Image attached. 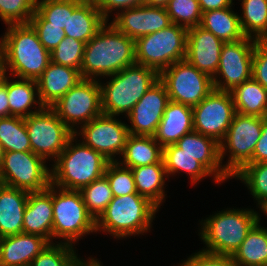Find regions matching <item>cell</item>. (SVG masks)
I'll use <instances>...</instances> for the list:
<instances>
[{
	"instance_id": "obj_9",
	"label": "cell",
	"mask_w": 267,
	"mask_h": 266,
	"mask_svg": "<svg viewBox=\"0 0 267 266\" xmlns=\"http://www.w3.org/2000/svg\"><path fill=\"white\" fill-rule=\"evenodd\" d=\"M262 125L261 117L235 113L225 137L219 143L221 164L227 149L231 154L226 165H223V169L230 177L246 164H251L253 151L261 136Z\"/></svg>"
},
{
	"instance_id": "obj_7",
	"label": "cell",
	"mask_w": 267,
	"mask_h": 266,
	"mask_svg": "<svg viewBox=\"0 0 267 266\" xmlns=\"http://www.w3.org/2000/svg\"><path fill=\"white\" fill-rule=\"evenodd\" d=\"M186 47L187 29L172 23L135 41V61L160 74L173 63L185 60Z\"/></svg>"
},
{
	"instance_id": "obj_53",
	"label": "cell",
	"mask_w": 267,
	"mask_h": 266,
	"mask_svg": "<svg viewBox=\"0 0 267 266\" xmlns=\"http://www.w3.org/2000/svg\"><path fill=\"white\" fill-rule=\"evenodd\" d=\"M87 261L83 262L81 266H102L100 265L99 261L91 258L87 263Z\"/></svg>"
},
{
	"instance_id": "obj_8",
	"label": "cell",
	"mask_w": 267,
	"mask_h": 266,
	"mask_svg": "<svg viewBox=\"0 0 267 266\" xmlns=\"http://www.w3.org/2000/svg\"><path fill=\"white\" fill-rule=\"evenodd\" d=\"M52 184L53 237L64 238L73 245L77 239L96 232V221L88 213L79 190L60 188Z\"/></svg>"
},
{
	"instance_id": "obj_20",
	"label": "cell",
	"mask_w": 267,
	"mask_h": 266,
	"mask_svg": "<svg viewBox=\"0 0 267 266\" xmlns=\"http://www.w3.org/2000/svg\"><path fill=\"white\" fill-rule=\"evenodd\" d=\"M82 79L80 70L50 62L36 80L38 99L43 107H51Z\"/></svg>"
},
{
	"instance_id": "obj_14",
	"label": "cell",
	"mask_w": 267,
	"mask_h": 266,
	"mask_svg": "<svg viewBox=\"0 0 267 266\" xmlns=\"http://www.w3.org/2000/svg\"><path fill=\"white\" fill-rule=\"evenodd\" d=\"M255 44L256 40L249 37L223 44L219 66L213 77L215 90L231 92L235 87L252 78V59ZM217 75L219 79L221 75L224 82L219 81Z\"/></svg>"
},
{
	"instance_id": "obj_44",
	"label": "cell",
	"mask_w": 267,
	"mask_h": 266,
	"mask_svg": "<svg viewBox=\"0 0 267 266\" xmlns=\"http://www.w3.org/2000/svg\"><path fill=\"white\" fill-rule=\"evenodd\" d=\"M29 23L37 32L39 41L49 52H52L65 38L64 29L55 25H49V22H46L36 11Z\"/></svg>"
},
{
	"instance_id": "obj_34",
	"label": "cell",
	"mask_w": 267,
	"mask_h": 266,
	"mask_svg": "<svg viewBox=\"0 0 267 266\" xmlns=\"http://www.w3.org/2000/svg\"><path fill=\"white\" fill-rule=\"evenodd\" d=\"M241 5L243 16L239 20L244 35L267 40V0H242Z\"/></svg>"
},
{
	"instance_id": "obj_17",
	"label": "cell",
	"mask_w": 267,
	"mask_h": 266,
	"mask_svg": "<svg viewBox=\"0 0 267 266\" xmlns=\"http://www.w3.org/2000/svg\"><path fill=\"white\" fill-rule=\"evenodd\" d=\"M169 101L167 89L158 79L127 115L132 124L129 134L154 136Z\"/></svg>"
},
{
	"instance_id": "obj_32",
	"label": "cell",
	"mask_w": 267,
	"mask_h": 266,
	"mask_svg": "<svg viewBox=\"0 0 267 266\" xmlns=\"http://www.w3.org/2000/svg\"><path fill=\"white\" fill-rule=\"evenodd\" d=\"M35 91L37 92L35 93ZM7 93L10 114L12 116L25 118L31 114L41 111L44 108L39 99L38 101L35 100L36 95L37 98H39L37 82L35 80L20 78V80L9 82L7 79ZM37 103L39 105L38 110L30 111V107Z\"/></svg>"
},
{
	"instance_id": "obj_4",
	"label": "cell",
	"mask_w": 267,
	"mask_h": 266,
	"mask_svg": "<svg viewBox=\"0 0 267 266\" xmlns=\"http://www.w3.org/2000/svg\"><path fill=\"white\" fill-rule=\"evenodd\" d=\"M114 76V77H113ZM112 77L107 85H101L103 114L119 116L131 112L135 104L148 89L159 79V74L140 64L127 66Z\"/></svg>"
},
{
	"instance_id": "obj_23",
	"label": "cell",
	"mask_w": 267,
	"mask_h": 266,
	"mask_svg": "<svg viewBox=\"0 0 267 266\" xmlns=\"http://www.w3.org/2000/svg\"><path fill=\"white\" fill-rule=\"evenodd\" d=\"M36 234H16L0 238V266H29L49 245Z\"/></svg>"
},
{
	"instance_id": "obj_6",
	"label": "cell",
	"mask_w": 267,
	"mask_h": 266,
	"mask_svg": "<svg viewBox=\"0 0 267 266\" xmlns=\"http://www.w3.org/2000/svg\"><path fill=\"white\" fill-rule=\"evenodd\" d=\"M259 220L258 213L254 210L233 208L219 211L201 224L200 238L208 247L203 251L232 256Z\"/></svg>"
},
{
	"instance_id": "obj_18",
	"label": "cell",
	"mask_w": 267,
	"mask_h": 266,
	"mask_svg": "<svg viewBox=\"0 0 267 266\" xmlns=\"http://www.w3.org/2000/svg\"><path fill=\"white\" fill-rule=\"evenodd\" d=\"M116 15L111 24L134 41L172 24L165 7L143 4L122 10Z\"/></svg>"
},
{
	"instance_id": "obj_24",
	"label": "cell",
	"mask_w": 267,
	"mask_h": 266,
	"mask_svg": "<svg viewBox=\"0 0 267 266\" xmlns=\"http://www.w3.org/2000/svg\"><path fill=\"white\" fill-rule=\"evenodd\" d=\"M193 130L192 107L169 101L153 137L158 144L165 147L175 144Z\"/></svg>"
},
{
	"instance_id": "obj_35",
	"label": "cell",
	"mask_w": 267,
	"mask_h": 266,
	"mask_svg": "<svg viewBox=\"0 0 267 266\" xmlns=\"http://www.w3.org/2000/svg\"><path fill=\"white\" fill-rule=\"evenodd\" d=\"M0 143L5 152L31 151L30 139L23 117L0 118Z\"/></svg>"
},
{
	"instance_id": "obj_13",
	"label": "cell",
	"mask_w": 267,
	"mask_h": 266,
	"mask_svg": "<svg viewBox=\"0 0 267 266\" xmlns=\"http://www.w3.org/2000/svg\"><path fill=\"white\" fill-rule=\"evenodd\" d=\"M24 122L31 151L45 160L52 156L55 161L74 135L50 107L25 117Z\"/></svg>"
},
{
	"instance_id": "obj_15",
	"label": "cell",
	"mask_w": 267,
	"mask_h": 266,
	"mask_svg": "<svg viewBox=\"0 0 267 266\" xmlns=\"http://www.w3.org/2000/svg\"><path fill=\"white\" fill-rule=\"evenodd\" d=\"M192 110L194 131L218 143L225 137L236 113L231 93L215 89Z\"/></svg>"
},
{
	"instance_id": "obj_5",
	"label": "cell",
	"mask_w": 267,
	"mask_h": 266,
	"mask_svg": "<svg viewBox=\"0 0 267 266\" xmlns=\"http://www.w3.org/2000/svg\"><path fill=\"white\" fill-rule=\"evenodd\" d=\"M157 210L153 203L138 193L113 197L96 220V231L109 232L116 238L144 233L150 229Z\"/></svg>"
},
{
	"instance_id": "obj_10",
	"label": "cell",
	"mask_w": 267,
	"mask_h": 266,
	"mask_svg": "<svg viewBox=\"0 0 267 266\" xmlns=\"http://www.w3.org/2000/svg\"><path fill=\"white\" fill-rule=\"evenodd\" d=\"M46 160L32 151L5 152L0 165V183L27 192H37L51 184Z\"/></svg>"
},
{
	"instance_id": "obj_33",
	"label": "cell",
	"mask_w": 267,
	"mask_h": 266,
	"mask_svg": "<svg viewBox=\"0 0 267 266\" xmlns=\"http://www.w3.org/2000/svg\"><path fill=\"white\" fill-rule=\"evenodd\" d=\"M163 162L166 169V176L173 175L178 171H184L190 175L192 184L210 176L211 173L197 160L187 153L182 152L176 144L163 147Z\"/></svg>"
},
{
	"instance_id": "obj_49",
	"label": "cell",
	"mask_w": 267,
	"mask_h": 266,
	"mask_svg": "<svg viewBox=\"0 0 267 266\" xmlns=\"http://www.w3.org/2000/svg\"><path fill=\"white\" fill-rule=\"evenodd\" d=\"M232 0H199L202 13L209 10L228 8L232 6Z\"/></svg>"
},
{
	"instance_id": "obj_50",
	"label": "cell",
	"mask_w": 267,
	"mask_h": 266,
	"mask_svg": "<svg viewBox=\"0 0 267 266\" xmlns=\"http://www.w3.org/2000/svg\"><path fill=\"white\" fill-rule=\"evenodd\" d=\"M8 116L12 115L10 114L6 79L5 83L0 86V118Z\"/></svg>"
},
{
	"instance_id": "obj_27",
	"label": "cell",
	"mask_w": 267,
	"mask_h": 266,
	"mask_svg": "<svg viewBox=\"0 0 267 266\" xmlns=\"http://www.w3.org/2000/svg\"><path fill=\"white\" fill-rule=\"evenodd\" d=\"M120 163L127 168L159 163L163 157V147L153 136L129 134Z\"/></svg>"
},
{
	"instance_id": "obj_51",
	"label": "cell",
	"mask_w": 267,
	"mask_h": 266,
	"mask_svg": "<svg viewBox=\"0 0 267 266\" xmlns=\"http://www.w3.org/2000/svg\"><path fill=\"white\" fill-rule=\"evenodd\" d=\"M6 59L2 50L0 49V86L5 83L7 76H6V69H7Z\"/></svg>"
},
{
	"instance_id": "obj_19",
	"label": "cell",
	"mask_w": 267,
	"mask_h": 266,
	"mask_svg": "<svg viewBox=\"0 0 267 266\" xmlns=\"http://www.w3.org/2000/svg\"><path fill=\"white\" fill-rule=\"evenodd\" d=\"M223 44V41L201 26L190 28L187 30L185 60L213 78L219 66Z\"/></svg>"
},
{
	"instance_id": "obj_40",
	"label": "cell",
	"mask_w": 267,
	"mask_h": 266,
	"mask_svg": "<svg viewBox=\"0 0 267 266\" xmlns=\"http://www.w3.org/2000/svg\"><path fill=\"white\" fill-rule=\"evenodd\" d=\"M165 8L172 23L187 30L200 25L202 11L199 0H170Z\"/></svg>"
},
{
	"instance_id": "obj_55",
	"label": "cell",
	"mask_w": 267,
	"mask_h": 266,
	"mask_svg": "<svg viewBox=\"0 0 267 266\" xmlns=\"http://www.w3.org/2000/svg\"><path fill=\"white\" fill-rule=\"evenodd\" d=\"M260 208L263 210V212L267 215V201L263 202L260 205Z\"/></svg>"
},
{
	"instance_id": "obj_21",
	"label": "cell",
	"mask_w": 267,
	"mask_h": 266,
	"mask_svg": "<svg viewBox=\"0 0 267 266\" xmlns=\"http://www.w3.org/2000/svg\"><path fill=\"white\" fill-rule=\"evenodd\" d=\"M23 233L40 235L51 243L53 237L52 184L45 190L29 192L24 210Z\"/></svg>"
},
{
	"instance_id": "obj_37",
	"label": "cell",
	"mask_w": 267,
	"mask_h": 266,
	"mask_svg": "<svg viewBox=\"0 0 267 266\" xmlns=\"http://www.w3.org/2000/svg\"><path fill=\"white\" fill-rule=\"evenodd\" d=\"M85 0H37L35 11L49 25L67 26L68 13H73Z\"/></svg>"
},
{
	"instance_id": "obj_29",
	"label": "cell",
	"mask_w": 267,
	"mask_h": 266,
	"mask_svg": "<svg viewBox=\"0 0 267 266\" xmlns=\"http://www.w3.org/2000/svg\"><path fill=\"white\" fill-rule=\"evenodd\" d=\"M135 188L139 195L147 198L158 209L164 197V176L167 174L163 159L159 163L135 167L131 169Z\"/></svg>"
},
{
	"instance_id": "obj_16",
	"label": "cell",
	"mask_w": 267,
	"mask_h": 266,
	"mask_svg": "<svg viewBox=\"0 0 267 266\" xmlns=\"http://www.w3.org/2000/svg\"><path fill=\"white\" fill-rule=\"evenodd\" d=\"M80 128L78 134L83 136L84 144L101 153L109 162L118 161L114 157L124 152L129 136L128 125L115 116L102 114Z\"/></svg>"
},
{
	"instance_id": "obj_46",
	"label": "cell",
	"mask_w": 267,
	"mask_h": 266,
	"mask_svg": "<svg viewBox=\"0 0 267 266\" xmlns=\"http://www.w3.org/2000/svg\"><path fill=\"white\" fill-rule=\"evenodd\" d=\"M181 266H236L231 255L213 254L199 251L181 264Z\"/></svg>"
},
{
	"instance_id": "obj_38",
	"label": "cell",
	"mask_w": 267,
	"mask_h": 266,
	"mask_svg": "<svg viewBox=\"0 0 267 266\" xmlns=\"http://www.w3.org/2000/svg\"><path fill=\"white\" fill-rule=\"evenodd\" d=\"M54 244L49 243L29 266H81L83 261L76 256L72 245L65 242Z\"/></svg>"
},
{
	"instance_id": "obj_1",
	"label": "cell",
	"mask_w": 267,
	"mask_h": 266,
	"mask_svg": "<svg viewBox=\"0 0 267 266\" xmlns=\"http://www.w3.org/2000/svg\"><path fill=\"white\" fill-rule=\"evenodd\" d=\"M135 63V41L105 23L86 43L80 72L83 79L96 80Z\"/></svg>"
},
{
	"instance_id": "obj_47",
	"label": "cell",
	"mask_w": 267,
	"mask_h": 266,
	"mask_svg": "<svg viewBox=\"0 0 267 266\" xmlns=\"http://www.w3.org/2000/svg\"><path fill=\"white\" fill-rule=\"evenodd\" d=\"M103 18L108 22V14L112 10H125L145 4V0H94Z\"/></svg>"
},
{
	"instance_id": "obj_30",
	"label": "cell",
	"mask_w": 267,
	"mask_h": 266,
	"mask_svg": "<svg viewBox=\"0 0 267 266\" xmlns=\"http://www.w3.org/2000/svg\"><path fill=\"white\" fill-rule=\"evenodd\" d=\"M235 111L249 116H267V90L253 78L231 92Z\"/></svg>"
},
{
	"instance_id": "obj_39",
	"label": "cell",
	"mask_w": 267,
	"mask_h": 266,
	"mask_svg": "<svg viewBox=\"0 0 267 266\" xmlns=\"http://www.w3.org/2000/svg\"><path fill=\"white\" fill-rule=\"evenodd\" d=\"M233 177L244 181L258 205L267 201V162L246 164Z\"/></svg>"
},
{
	"instance_id": "obj_36",
	"label": "cell",
	"mask_w": 267,
	"mask_h": 266,
	"mask_svg": "<svg viewBox=\"0 0 267 266\" xmlns=\"http://www.w3.org/2000/svg\"><path fill=\"white\" fill-rule=\"evenodd\" d=\"M79 191L88 213L95 221L113 199L112 190L105 176L94 180L89 185L82 187Z\"/></svg>"
},
{
	"instance_id": "obj_12",
	"label": "cell",
	"mask_w": 267,
	"mask_h": 266,
	"mask_svg": "<svg viewBox=\"0 0 267 266\" xmlns=\"http://www.w3.org/2000/svg\"><path fill=\"white\" fill-rule=\"evenodd\" d=\"M50 108L77 134L75 123L85 125L103 114L100 83L94 79H82Z\"/></svg>"
},
{
	"instance_id": "obj_22",
	"label": "cell",
	"mask_w": 267,
	"mask_h": 266,
	"mask_svg": "<svg viewBox=\"0 0 267 266\" xmlns=\"http://www.w3.org/2000/svg\"><path fill=\"white\" fill-rule=\"evenodd\" d=\"M182 152L189 154L201 163L212 175L215 182L230 178L220 165L219 143L197 131H191L175 143Z\"/></svg>"
},
{
	"instance_id": "obj_2",
	"label": "cell",
	"mask_w": 267,
	"mask_h": 266,
	"mask_svg": "<svg viewBox=\"0 0 267 266\" xmlns=\"http://www.w3.org/2000/svg\"><path fill=\"white\" fill-rule=\"evenodd\" d=\"M0 49L11 75L18 78L36 81L51 62L50 52L30 23L9 24Z\"/></svg>"
},
{
	"instance_id": "obj_45",
	"label": "cell",
	"mask_w": 267,
	"mask_h": 266,
	"mask_svg": "<svg viewBox=\"0 0 267 266\" xmlns=\"http://www.w3.org/2000/svg\"><path fill=\"white\" fill-rule=\"evenodd\" d=\"M252 78L267 90V40H256L252 59Z\"/></svg>"
},
{
	"instance_id": "obj_54",
	"label": "cell",
	"mask_w": 267,
	"mask_h": 266,
	"mask_svg": "<svg viewBox=\"0 0 267 266\" xmlns=\"http://www.w3.org/2000/svg\"><path fill=\"white\" fill-rule=\"evenodd\" d=\"M4 154H5V151L2 147V144L0 143V165L2 164Z\"/></svg>"
},
{
	"instance_id": "obj_25",
	"label": "cell",
	"mask_w": 267,
	"mask_h": 266,
	"mask_svg": "<svg viewBox=\"0 0 267 266\" xmlns=\"http://www.w3.org/2000/svg\"><path fill=\"white\" fill-rule=\"evenodd\" d=\"M29 192L0 183V238L23 233Z\"/></svg>"
},
{
	"instance_id": "obj_3",
	"label": "cell",
	"mask_w": 267,
	"mask_h": 266,
	"mask_svg": "<svg viewBox=\"0 0 267 266\" xmlns=\"http://www.w3.org/2000/svg\"><path fill=\"white\" fill-rule=\"evenodd\" d=\"M74 134L51 170V184L58 189L80 190L104 176L109 161L86 144L74 145Z\"/></svg>"
},
{
	"instance_id": "obj_48",
	"label": "cell",
	"mask_w": 267,
	"mask_h": 266,
	"mask_svg": "<svg viewBox=\"0 0 267 266\" xmlns=\"http://www.w3.org/2000/svg\"><path fill=\"white\" fill-rule=\"evenodd\" d=\"M263 162H267V116L263 117L261 136L251 158V164Z\"/></svg>"
},
{
	"instance_id": "obj_52",
	"label": "cell",
	"mask_w": 267,
	"mask_h": 266,
	"mask_svg": "<svg viewBox=\"0 0 267 266\" xmlns=\"http://www.w3.org/2000/svg\"><path fill=\"white\" fill-rule=\"evenodd\" d=\"M170 0H145V5L155 7H166Z\"/></svg>"
},
{
	"instance_id": "obj_42",
	"label": "cell",
	"mask_w": 267,
	"mask_h": 266,
	"mask_svg": "<svg viewBox=\"0 0 267 266\" xmlns=\"http://www.w3.org/2000/svg\"><path fill=\"white\" fill-rule=\"evenodd\" d=\"M104 176L107 178L113 197L137 193L131 168L121 166L119 162H109Z\"/></svg>"
},
{
	"instance_id": "obj_31",
	"label": "cell",
	"mask_w": 267,
	"mask_h": 266,
	"mask_svg": "<svg viewBox=\"0 0 267 266\" xmlns=\"http://www.w3.org/2000/svg\"><path fill=\"white\" fill-rule=\"evenodd\" d=\"M258 221L232 255L236 266H267V229Z\"/></svg>"
},
{
	"instance_id": "obj_43",
	"label": "cell",
	"mask_w": 267,
	"mask_h": 266,
	"mask_svg": "<svg viewBox=\"0 0 267 266\" xmlns=\"http://www.w3.org/2000/svg\"><path fill=\"white\" fill-rule=\"evenodd\" d=\"M37 0H0V18L5 24L29 23Z\"/></svg>"
},
{
	"instance_id": "obj_26",
	"label": "cell",
	"mask_w": 267,
	"mask_h": 266,
	"mask_svg": "<svg viewBox=\"0 0 267 266\" xmlns=\"http://www.w3.org/2000/svg\"><path fill=\"white\" fill-rule=\"evenodd\" d=\"M107 21L94 0H85L73 13H68L65 36L87 43Z\"/></svg>"
},
{
	"instance_id": "obj_41",
	"label": "cell",
	"mask_w": 267,
	"mask_h": 266,
	"mask_svg": "<svg viewBox=\"0 0 267 266\" xmlns=\"http://www.w3.org/2000/svg\"><path fill=\"white\" fill-rule=\"evenodd\" d=\"M86 43L65 36L60 44L50 52L51 62L80 70Z\"/></svg>"
},
{
	"instance_id": "obj_11",
	"label": "cell",
	"mask_w": 267,
	"mask_h": 266,
	"mask_svg": "<svg viewBox=\"0 0 267 266\" xmlns=\"http://www.w3.org/2000/svg\"><path fill=\"white\" fill-rule=\"evenodd\" d=\"M169 100L190 107L199 104L213 90V78L186 60L178 61L159 74Z\"/></svg>"
},
{
	"instance_id": "obj_28",
	"label": "cell",
	"mask_w": 267,
	"mask_h": 266,
	"mask_svg": "<svg viewBox=\"0 0 267 266\" xmlns=\"http://www.w3.org/2000/svg\"><path fill=\"white\" fill-rule=\"evenodd\" d=\"M199 26L211 32L224 43L246 38L240 25L239 15L234 13L231 7L202 13Z\"/></svg>"
}]
</instances>
